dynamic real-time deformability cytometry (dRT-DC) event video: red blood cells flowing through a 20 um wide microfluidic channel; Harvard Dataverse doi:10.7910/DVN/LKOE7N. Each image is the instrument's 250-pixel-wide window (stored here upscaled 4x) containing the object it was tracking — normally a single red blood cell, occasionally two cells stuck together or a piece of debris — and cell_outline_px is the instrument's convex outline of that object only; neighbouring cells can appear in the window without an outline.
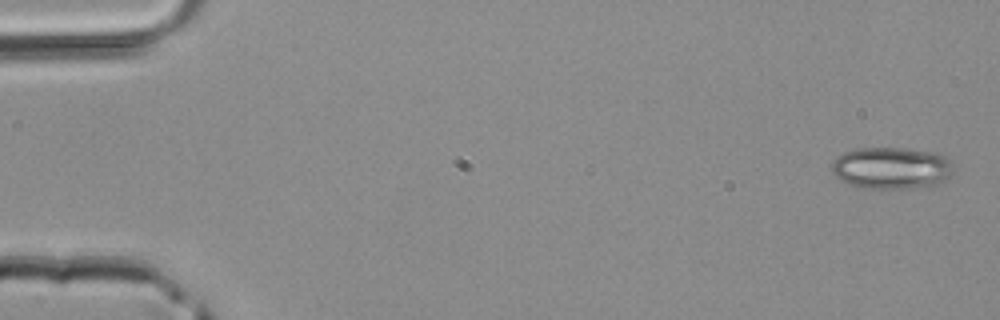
{"species": "common noctule bat (a hibernating species)", "species_latin": "Nyctalus noctula", "temperature_condition": "room temperature", "stored_images_in_passage": 4, "camera_frame_rate_fps": 3000, "um_per_image_px": 0.085, "animal": {"sex": "male", "body_mass_g": 20.4}, "frame": {"image": 1, "passage_image": 1, "time_ms": 0.0, "image_size_px": [1000, 320], "cell_outline_px": [[952, 172], [940, 184], [908, 188], [864, 188], [848, 184], [840, 180], [832, 172], [832, 164], [836, 156], [844, 152], [856, 148], [904, 148], [928, 152], [948, 156], [952, 160]], "centroid_in_image_um": [75.76, 14.28], "position_along_channel_um": 9.2, "area_um2": 29.71}}
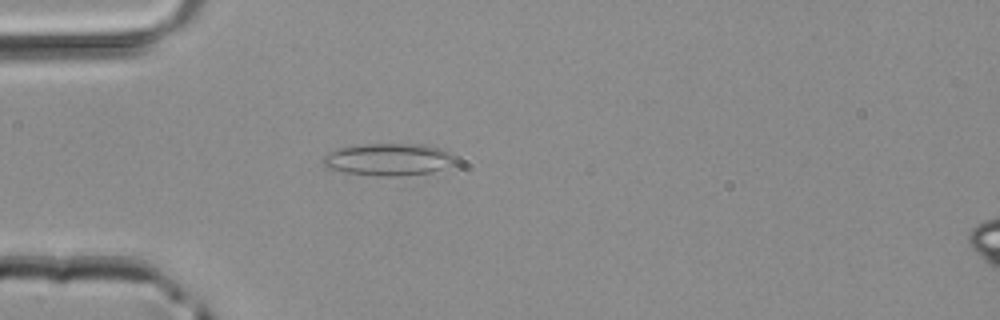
{"frame": {"image": 2, "passage_image": 4, "time_ms": 1.0, "image_size_px": [1000, 320], "cell_outline_px": [[456, 160], [452, 164], [432, 172], [400, 176], [380, 176], [348, 172], [328, 168], [320, 160], [328, 152], [340, 148], [364, 144], [424, 144], [440, 148], [448, 152]], "centroid_in_image_um": [33.01, 13.55], "position_along_channel_um": 52.0, "area_um2": 24.57}}